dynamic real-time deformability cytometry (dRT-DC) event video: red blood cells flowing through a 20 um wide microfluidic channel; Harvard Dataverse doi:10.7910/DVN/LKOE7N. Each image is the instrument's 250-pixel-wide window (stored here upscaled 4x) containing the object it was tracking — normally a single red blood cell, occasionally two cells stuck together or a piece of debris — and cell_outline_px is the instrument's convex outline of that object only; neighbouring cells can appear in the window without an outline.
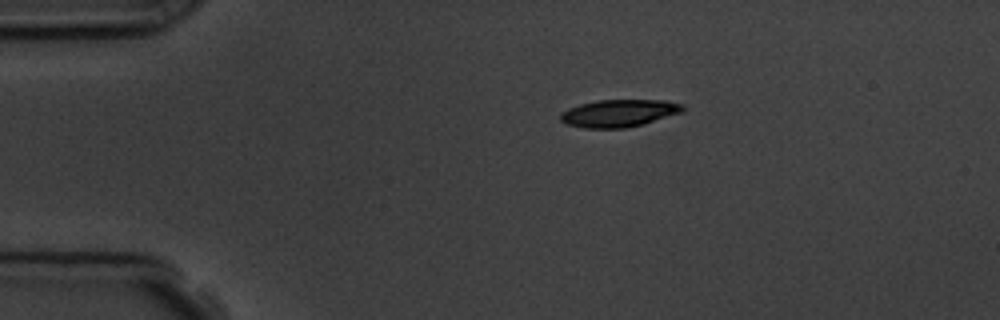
{"species": "common noctule bat (a hibernating species)", "species_latin": "Nyctalus noctula", "temperature_condition": "room temperature", "stored_images_in_passage": 2, "camera_frame_rate_fps": 3000, "um_per_image_px": 0.085, "animal": {"sex": "male", "body_mass_g": 19.5, "forearm_length_mm": 54.6}, "frame": {"image": 1, "passage_image": 1, "time_ms": 0.0, "image_size_px": [1000, 320], "cell_outline_px": [[688, 108], [684, 112], [640, 124], [624, 128], [584, 128], [564, 124], [560, 120], [560, 112], [568, 108], [580, 104], [596, 100], [668, 100], [684, 104]], "centroid_in_image_um": [52.62, 9.61], "position_along_channel_um": 32.4, "area_um2": 19.77}}